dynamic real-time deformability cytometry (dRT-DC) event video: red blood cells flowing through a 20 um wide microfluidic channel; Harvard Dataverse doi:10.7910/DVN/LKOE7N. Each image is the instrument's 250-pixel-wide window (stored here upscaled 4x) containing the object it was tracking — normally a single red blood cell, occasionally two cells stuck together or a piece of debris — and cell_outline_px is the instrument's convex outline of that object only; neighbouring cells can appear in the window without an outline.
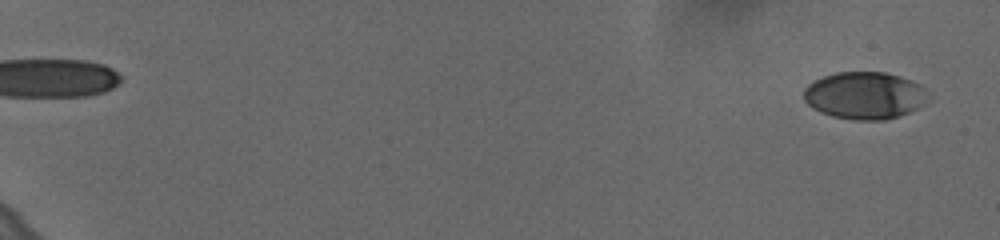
{"species": "human", "species_latin": "Homo sapiens", "temperature_condition": "cold", "stored_images_in_passage": 26, "camera_frame_rate_fps": 3000, "um_per_image_px": 0.085, "donor": {"sex": "female"}, "frame": {"image": 1, "passage_image": 1, "time_ms": 0.0, "image_size_px": [1000, 240], "cell_outline_px": [[928, 104], [900, 116], [884, 120], [856, 120], [832, 116], [820, 112], [812, 108], [804, 100], [804, 88], [808, 84], [824, 76], [836, 72], [884, 72], [900, 76], [920, 84], [924, 88]], "centroid_in_image_um": [73.51, 8.12], "position_along_channel_um": 11.5, "area_um2": 34.39}}
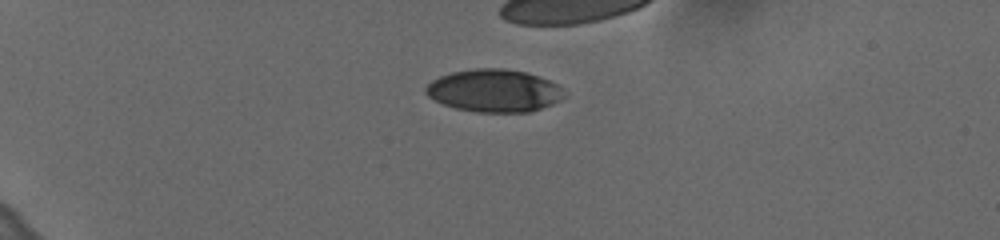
{"frame": {"image": 2, "passage_image": 14, "time_ms": 4.333, "image_size_px": [1000, 240], "cell_outline_px": [[564, 96], [560, 100], [552, 104], [528, 112], [476, 112], [456, 108], [444, 104], [428, 96], [424, 92], [424, 88], [432, 80], [440, 76], [452, 72], [472, 68], [500, 68], [524, 72], [548, 80], [556, 84], [560, 88]], "centroid_in_image_um": [41.95, 7.71], "position_along_channel_um": 43.0, "area_um2": 34.04}}
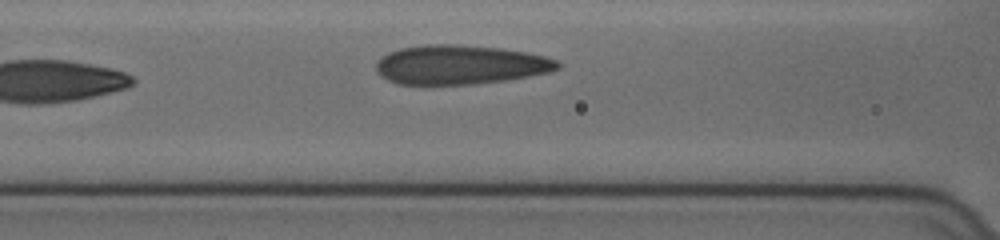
{"frame": {"image": 3, "passage_image": 26, "time_ms": 8.333, "image_size_px": [1000, 240], "cell_outline_px": [[560, 68], [548, 72], [528, 76], [504, 80], [472, 84], [428, 88], [400, 84], [388, 80], [380, 76], [376, 68], [376, 64], [388, 52], [400, 48], [424, 44], [452, 44], [504, 48], [544, 56], [556, 60], [560, 64]], "centroid_in_image_um": [39.05, 5.53], "position_along_channel_um": 127.6, "area_um2": 42.31}}